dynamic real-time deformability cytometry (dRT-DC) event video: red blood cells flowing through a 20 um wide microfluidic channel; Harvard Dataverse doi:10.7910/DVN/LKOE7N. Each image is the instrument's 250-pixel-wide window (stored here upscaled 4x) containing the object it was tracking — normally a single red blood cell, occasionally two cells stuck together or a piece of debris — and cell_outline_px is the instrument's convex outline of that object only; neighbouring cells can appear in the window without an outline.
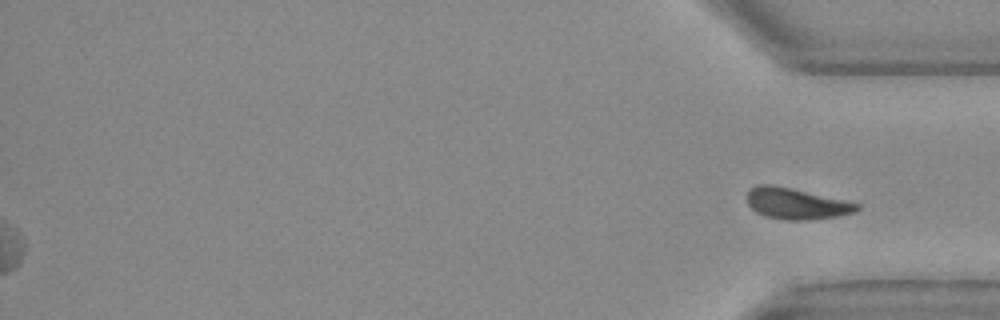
{"species": "Egyptian fruit bat (a non-hibernating species)", "species_latin": "Rousettus aegyptiacus", "temperature_condition": "warm", "stored_images_in_passage": 31, "camera_frame_rate_fps": 3000, "um_per_image_px": 0.085, "animal": {"sex": "female"}, "frame": {"image": 1, "passage_image": 31, "time_ms": 10.0, "image_size_px": [1000, 320], "cell_outline_px": [[860, 208], [856, 212], [836, 216], [808, 220], [788, 220], [764, 216], [756, 212], [748, 204], [748, 192], [756, 184], [772, 184], [844, 200], [860, 204]], "centroid_in_image_um": [67.68, 17.31], "position_along_channel_um": 367.5, "area_um2": 19.71}}